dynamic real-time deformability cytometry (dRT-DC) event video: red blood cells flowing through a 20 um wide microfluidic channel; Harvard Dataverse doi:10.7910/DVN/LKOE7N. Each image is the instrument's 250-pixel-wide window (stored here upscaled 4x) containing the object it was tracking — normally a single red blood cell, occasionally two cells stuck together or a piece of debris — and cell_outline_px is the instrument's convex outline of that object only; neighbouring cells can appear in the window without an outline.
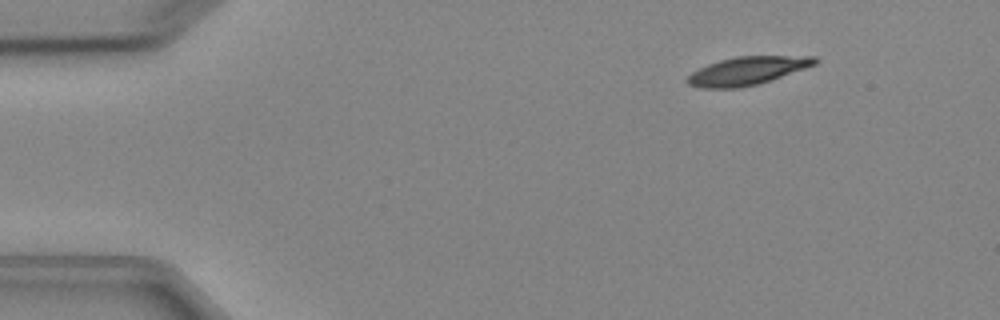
{"species": "Egyptian fruit bat (a non-hibernating species)", "species_latin": "Rousettus aegyptiacus", "temperature_condition": "cold", "stored_images_in_passage": 6, "camera_frame_rate_fps": 3000, "um_per_image_px": 0.085, "animal": {"sex": "female"}, "frame": {"image": 1, "passage_image": 2, "time_ms": 1.333, "image_size_px": [1000, 320], "cell_outline_px": [[820, 60], [816, 64], [756, 84], [736, 88], [700, 88], [688, 84], [684, 80], [692, 72], [708, 64], [720, 60], [736, 56], [816, 56]], "centroid_in_image_um": [63.48, 6.01], "position_along_channel_um": 21.5, "area_um2": 20.63}}
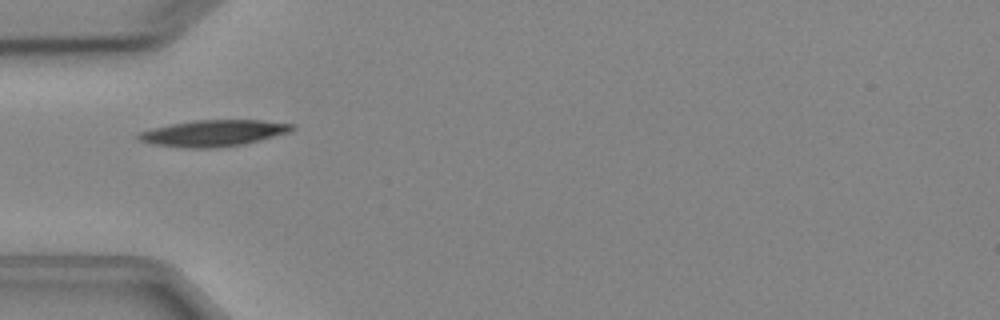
{"frame": {"image": 2, "passage_image": 5, "time_ms": 4.667, "image_size_px": [1000, 320], "cell_outline_px": [[296, 128], [288, 132], [260, 140], [244, 144], [216, 148], [184, 148], [152, 144], [136, 140], [136, 132], [152, 128], [172, 124], [196, 120], [264, 120], [296, 124]], "centroid_in_image_um": [18.11, 11.32], "position_along_channel_um": 66.9, "area_um2": 23.81}}